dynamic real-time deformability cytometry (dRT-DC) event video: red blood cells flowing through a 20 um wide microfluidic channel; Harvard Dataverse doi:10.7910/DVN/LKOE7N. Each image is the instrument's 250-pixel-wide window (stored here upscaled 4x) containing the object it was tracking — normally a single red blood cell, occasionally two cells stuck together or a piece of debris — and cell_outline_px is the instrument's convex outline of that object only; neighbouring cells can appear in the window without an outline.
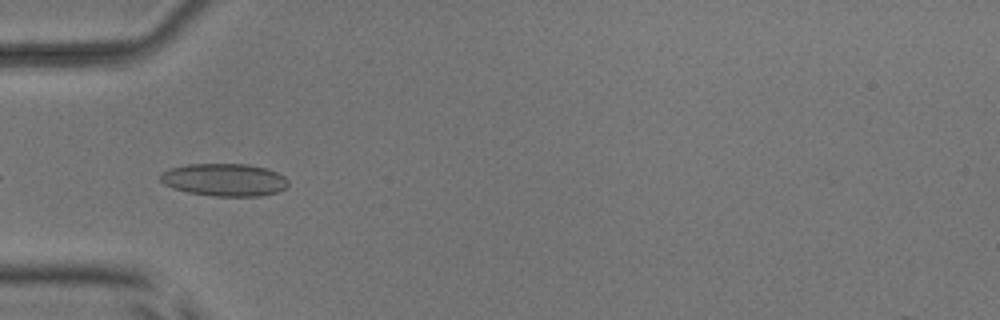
{"species": "common noctule bat (a hibernating species)", "species_latin": "Nyctalus noctula", "temperature_condition": "room temperature", "stored_images_in_passage": 5, "camera_frame_rate_fps": 3000, "um_per_image_px": 0.085, "animal": {"sex": "male", "body_mass_g": 17.9, "forearm_length_mm": 54.2}, "frame": {"image": 1, "passage_image": 2, "time_ms": 2.0, "image_size_px": [1000, 320], "cell_outline_px": [[288, 184], [284, 188], [276, 192], [260, 196], [216, 196], [188, 192], [172, 188], [164, 184], [160, 180], [160, 176], [168, 168], [188, 164], [248, 164], [268, 168], [284, 176], [288, 180]], "centroid_in_image_um": [19.07, 15.27], "position_along_channel_um": 65.9, "area_um2": 24.28}}
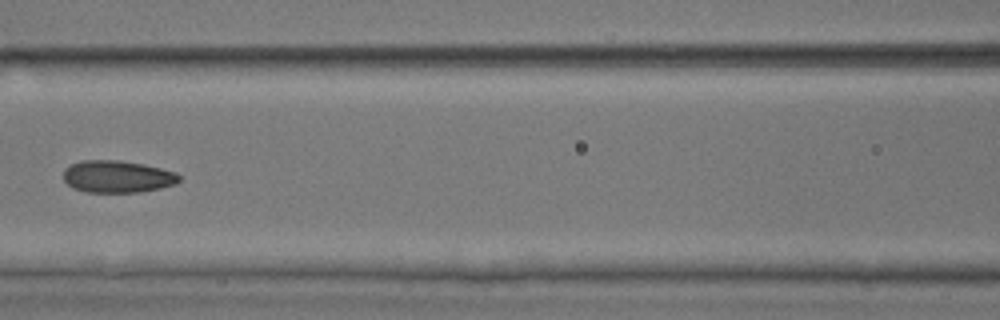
{"frame": {"image": 2, "passage_image": 4, "time_ms": 4.333, "image_size_px": [1000, 320], "cell_outline_px": [[180, 180], [176, 184], [160, 188], [136, 192], [88, 192], [72, 188], [64, 180], [64, 168], [72, 164], [84, 160], [120, 160], [144, 164], [176, 172], [180, 176]], "centroid_in_image_um": [9.98, 15.0], "position_along_channel_um": 156.6, "area_um2": 21.68}}
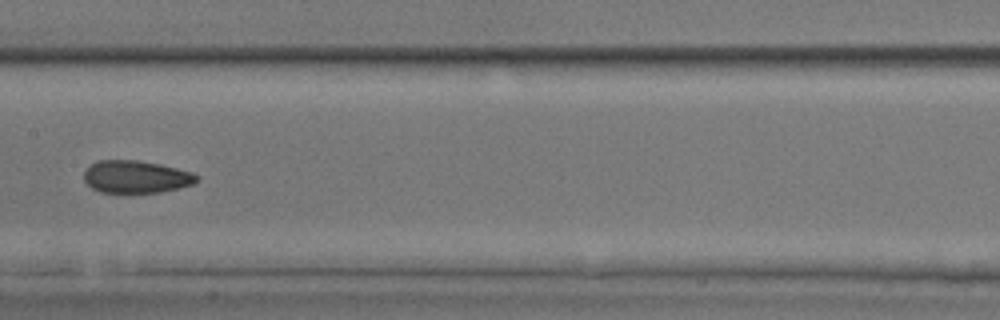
{"frame": {"image": 3, "passage_image": 5, "time_ms": 5.333, "image_size_px": [1000, 320], "cell_outline_px": [[200, 180], [192, 184], [160, 192], [100, 192], [92, 188], [84, 180], [84, 172], [96, 160], [136, 160], [160, 164], [192, 172], [200, 176]], "centroid_in_image_um": [11.57, 15.02], "position_along_channel_um": 195.8, "area_um2": 21.21}}